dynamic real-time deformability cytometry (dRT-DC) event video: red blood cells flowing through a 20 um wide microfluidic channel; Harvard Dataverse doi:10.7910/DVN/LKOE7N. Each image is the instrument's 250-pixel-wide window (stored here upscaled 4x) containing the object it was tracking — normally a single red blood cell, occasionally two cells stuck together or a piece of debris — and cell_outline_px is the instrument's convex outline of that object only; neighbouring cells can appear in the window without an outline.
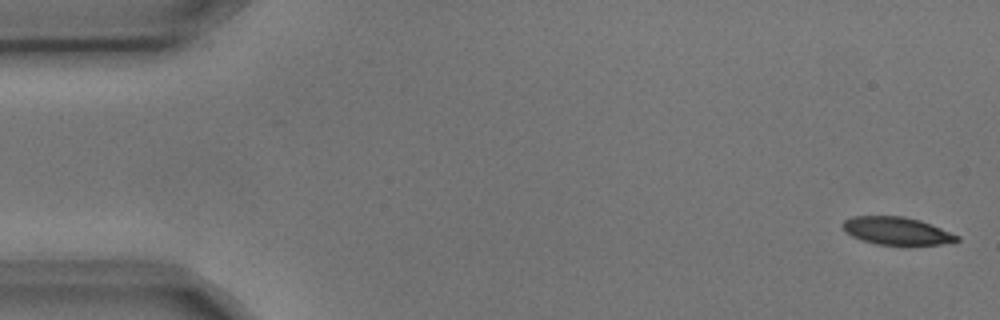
{"species": "common noctule bat (a hibernating species)", "species_latin": "Nyctalus noctula", "temperature_condition": "cold", "stored_images_in_passage": 4, "camera_frame_rate_fps": 3000, "um_per_image_px": 0.085, "animal": {"sex": "male", "body_mass_g": 17.9, "forearm_length_mm": 54.2}, "frame": {"image": 1, "passage_image": 1, "time_ms": 0.0, "image_size_px": [1000, 320], "cell_outline_px": [[960, 240], [940, 244], [876, 244], [860, 240], [844, 232], [840, 224], [844, 220], [852, 216], [904, 216], [920, 220], [960, 236]], "centroid_in_image_um": [76.15, 19.61], "position_along_channel_um": 8.9, "area_um2": 18.38}}
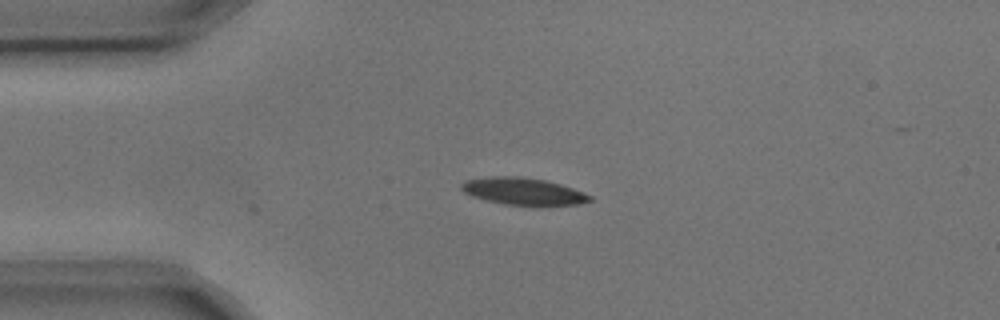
{"frame": {"image": 2, "passage_image": 4, "time_ms": 1.0, "image_size_px": [1000, 320], "cell_outline_px": [[592, 200], [580, 204], [536, 208], [504, 204], [472, 196], [464, 192], [460, 188], [460, 184], [464, 180], [492, 176], [520, 176], [544, 180], [560, 184], [584, 192], [592, 196]], "centroid_in_image_um": [44.51, 16.3], "position_along_channel_um": 40.5, "area_um2": 20.98}}